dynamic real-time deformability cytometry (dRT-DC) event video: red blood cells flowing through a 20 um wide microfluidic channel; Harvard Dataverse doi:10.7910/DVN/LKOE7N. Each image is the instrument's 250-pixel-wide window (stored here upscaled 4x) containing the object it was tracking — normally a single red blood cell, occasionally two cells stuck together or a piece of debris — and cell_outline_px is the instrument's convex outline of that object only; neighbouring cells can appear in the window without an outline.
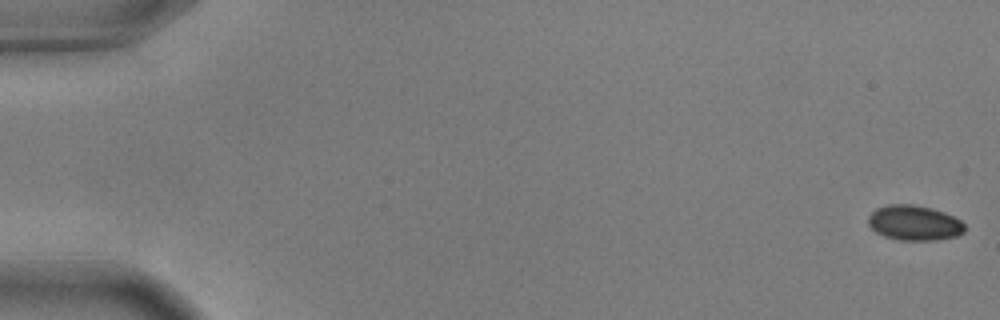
{"species": "common noctule bat (a hibernating species)", "species_latin": "Nyctalus noctula", "temperature_condition": "warm", "stored_images_in_passage": 35, "camera_frame_rate_fps": 3000, "um_per_image_px": 0.085, "animal": {"sex": "male", "body_mass_g": 17.9, "forearm_length_mm": 54.2}, "frame": {"image": 1, "passage_image": 1, "time_ms": 0.0, "image_size_px": [1000, 320], "cell_outline_px": [[964, 232], [956, 236], [936, 240], [900, 240], [884, 236], [876, 232], [868, 224], [868, 216], [876, 208], [888, 204], [912, 204], [932, 208], [944, 212], [960, 220], [964, 224]], "centroid_in_image_um": [77.7, 18.94], "position_along_channel_um": 7.3, "area_um2": 19.71}}
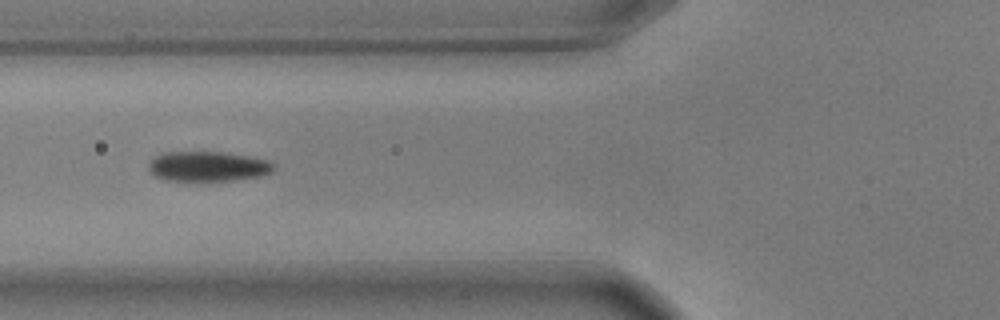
{"frame": {"image": 2, "passage_image": 22, "time_ms": 7.0, "image_size_px": [1000, 320], "cell_outline_px": [[276, 168], [272, 172], [264, 176], [232, 180], [192, 184], [164, 180], [148, 172], [148, 164], [156, 156], [164, 152], [224, 152], [248, 156], [268, 160], [276, 164]], "centroid_in_image_um": [17.66, 14.19], "position_along_channel_um": 108.1, "area_um2": 22.95}}
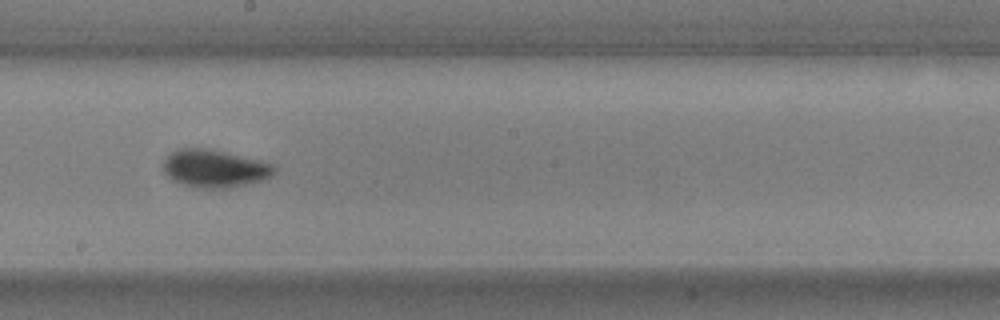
{"frame": {"image": 3, "passage_image": 32, "time_ms": 10.333, "image_size_px": [1000, 320], "cell_outline_px": [[276, 172], [272, 176], [264, 180], [228, 188], [200, 188], [184, 184], [172, 180], [164, 172], [164, 160], [172, 152], [180, 148], [212, 148], [260, 160], [272, 164], [276, 168]], "centroid_in_image_um": [18.28, 14.31], "position_along_channel_um": 229.9, "area_um2": 24.51}}